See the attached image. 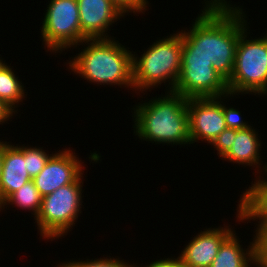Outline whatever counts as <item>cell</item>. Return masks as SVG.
<instances>
[{
	"label": "cell",
	"instance_id": "7a4b0ae2",
	"mask_svg": "<svg viewBox=\"0 0 267 267\" xmlns=\"http://www.w3.org/2000/svg\"><path fill=\"white\" fill-rule=\"evenodd\" d=\"M136 105L134 134L155 144H191L187 98L174 91ZM164 96V97H163Z\"/></svg>",
	"mask_w": 267,
	"mask_h": 267
},
{
	"label": "cell",
	"instance_id": "484cf974",
	"mask_svg": "<svg viewBox=\"0 0 267 267\" xmlns=\"http://www.w3.org/2000/svg\"><path fill=\"white\" fill-rule=\"evenodd\" d=\"M14 114L15 113L0 100V124L3 125V123L13 118Z\"/></svg>",
	"mask_w": 267,
	"mask_h": 267
},
{
	"label": "cell",
	"instance_id": "277c9868",
	"mask_svg": "<svg viewBox=\"0 0 267 267\" xmlns=\"http://www.w3.org/2000/svg\"><path fill=\"white\" fill-rule=\"evenodd\" d=\"M170 35L156 40L142 56L132 54L133 91H147L163 82H169L166 90H174L181 72L183 38L180 32Z\"/></svg>",
	"mask_w": 267,
	"mask_h": 267
},
{
	"label": "cell",
	"instance_id": "4316f807",
	"mask_svg": "<svg viewBox=\"0 0 267 267\" xmlns=\"http://www.w3.org/2000/svg\"><path fill=\"white\" fill-rule=\"evenodd\" d=\"M3 154H4V141L0 140V175H1Z\"/></svg>",
	"mask_w": 267,
	"mask_h": 267
},
{
	"label": "cell",
	"instance_id": "30bf717a",
	"mask_svg": "<svg viewBox=\"0 0 267 267\" xmlns=\"http://www.w3.org/2000/svg\"><path fill=\"white\" fill-rule=\"evenodd\" d=\"M59 151L50 157L43 170L32 179L42 197L73 183L84 172V162L70 148Z\"/></svg>",
	"mask_w": 267,
	"mask_h": 267
},
{
	"label": "cell",
	"instance_id": "2e32d148",
	"mask_svg": "<svg viewBox=\"0 0 267 267\" xmlns=\"http://www.w3.org/2000/svg\"><path fill=\"white\" fill-rule=\"evenodd\" d=\"M257 133V134H256ZM258 132L250 126L242 130H235V140L232 141L231 149L221 158V160L238 163L248 167H261V140ZM260 149V150H259ZM250 165V166H249Z\"/></svg>",
	"mask_w": 267,
	"mask_h": 267
},
{
	"label": "cell",
	"instance_id": "e0dca14e",
	"mask_svg": "<svg viewBox=\"0 0 267 267\" xmlns=\"http://www.w3.org/2000/svg\"><path fill=\"white\" fill-rule=\"evenodd\" d=\"M7 63L0 70V100L15 114V108L26 98L25 87ZM26 93V95H25ZM25 97V98H24Z\"/></svg>",
	"mask_w": 267,
	"mask_h": 267
},
{
	"label": "cell",
	"instance_id": "6da1fadb",
	"mask_svg": "<svg viewBox=\"0 0 267 267\" xmlns=\"http://www.w3.org/2000/svg\"><path fill=\"white\" fill-rule=\"evenodd\" d=\"M227 0H207L192 29L181 30L182 58H202L228 81L233 74L240 35L247 29L243 8Z\"/></svg>",
	"mask_w": 267,
	"mask_h": 267
},
{
	"label": "cell",
	"instance_id": "4fadbf2b",
	"mask_svg": "<svg viewBox=\"0 0 267 267\" xmlns=\"http://www.w3.org/2000/svg\"><path fill=\"white\" fill-rule=\"evenodd\" d=\"M30 180L24 160V146L11 145L5 141L0 175V205Z\"/></svg>",
	"mask_w": 267,
	"mask_h": 267
},
{
	"label": "cell",
	"instance_id": "ba28073f",
	"mask_svg": "<svg viewBox=\"0 0 267 267\" xmlns=\"http://www.w3.org/2000/svg\"><path fill=\"white\" fill-rule=\"evenodd\" d=\"M174 92L188 98L224 97L230 94L227 81L202 58H182L181 72Z\"/></svg>",
	"mask_w": 267,
	"mask_h": 267
},
{
	"label": "cell",
	"instance_id": "83f0119b",
	"mask_svg": "<svg viewBox=\"0 0 267 267\" xmlns=\"http://www.w3.org/2000/svg\"><path fill=\"white\" fill-rule=\"evenodd\" d=\"M5 64H6L5 61H3V59H0V70Z\"/></svg>",
	"mask_w": 267,
	"mask_h": 267
},
{
	"label": "cell",
	"instance_id": "9c48e42d",
	"mask_svg": "<svg viewBox=\"0 0 267 267\" xmlns=\"http://www.w3.org/2000/svg\"><path fill=\"white\" fill-rule=\"evenodd\" d=\"M234 97L231 94L221 97L188 98L189 134L191 144L206 141L211 144L227 128L222 101Z\"/></svg>",
	"mask_w": 267,
	"mask_h": 267
},
{
	"label": "cell",
	"instance_id": "7c38bea8",
	"mask_svg": "<svg viewBox=\"0 0 267 267\" xmlns=\"http://www.w3.org/2000/svg\"><path fill=\"white\" fill-rule=\"evenodd\" d=\"M204 230L194 236L179 254L187 267H210L220 245L234 231L229 226Z\"/></svg>",
	"mask_w": 267,
	"mask_h": 267
},
{
	"label": "cell",
	"instance_id": "603a6c76",
	"mask_svg": "<svg viewBox=\"0 0 267 267\" xmlns=\"http://www.w3.org/2000/svg\"><path fill=\"white\" fill-rule=\"evenodd\" d=\"M225 105L226 104H224V102L222 101L224 119L227 128L242 130L250 127V125H248V122L246 123L245 121H243L244 119H242V115L239 110L234 109V107H226Z\"/></svg>",
	"mask_w": 267,
	"mask_h": 267
},
{
	"label": "cell",
	"instance_id": "52a82bcc",
	"mask_svg": "<svg viewBox=\"0 0 267 267\" xmlns=\"http://www.w3.org/2000/svg\"><path fill=\"white\" fill-rule=\"evenodd\" d=\"M47 6L40 29L47 52L61 53L86 40L81 34L77 0H50Z\"/></svg>",
	"mask_w": 267,
	"mask_h": 267
},
{
	"label": "cell",
	"instance_id": "d6986e66",
	"mask_svg": "<svg viewBox=\"0 0 267 267\" xmlns=\"http://www.w3.org/2000/svg\"><path fill=\"white\" fill-rule=\"evenodd\" d=\"M43 147L24 146V160L26 161V171L31 179L36 177L45 167L47 161L54 154H47Z\"/></svg>",
	"mask_w": 267,
	"mask_h": 267
},
{
	"label": "cell",
	"instance_id": "7402d4cb",
	"mask_svg": "<svg viewBox=\"0 0 267 267\" xmlns=\"http://www.w3.org/2000/svg\"><path fill=\"white\" fill-rule=\"evenodd\" d=\"M235 140V129L226 128L210 144L217 150L219 157H223L232 147V141Z\"/></svg>",
	"mask_w": 267,
	"mask_h": 267
},
{
	"label": "cell",
	"instance_id": "44dd1931",
	"mask_svg": "<svg viewBox=\"0 0 267 267\" xmlns=\"http://www.w3.org/2000/svg\"><path fill=\"white\" fill-rule=\"evenodd\" d=\"M257 266L267 267V223H256Z\"/></svg>",
	"mask_w": 267,
	"mask_h": 267
},
{
	"label": "cell",
	"instance_id": "ac0fdd59",
	"mask_svg": "<svg viewBox=\"0 0 267 267\" xmlns=\"http://www.w3.org/2000/svg\"><path fill=\"white\" fill-rule=\"evenodd\" d=\"M42 202V196L38 189L35 187L32 180L26 182L17 191L13 192L1 205L0 209L3 210L6 205H15L22 208V210H30L31 214L36 218Z\"/></svg>",
	"mask_w": 267,
	"mask_h": 267
},
{
	"label": "cell",
	"instance_id": "5b68a950",
	"mask_svg": "<svg viewBox=\"0 0 267 267\" xmlns=\"http://www.w3.org/2000/svg\"><path fill=\"white\" fill-rule=\"evenodd\" d=\"M246 29L239 37L233 74L227 81L231 95H267V33L264 37L247 38ZM267 32V31H266ZM238 93V94H237Z\"/></svg>",
	"mask_w": 267,
	"mask_h": 267
},
{
	"label": "cell",
	"instance_id": "9a60e30c",
	"mask_svg": "<svg viewBox=\"0 0 267 267\" xmlns=\"http://www.w3.org/2000/svg\"><path fill=\"white\" fill-rule=\"evenodd\" d=\"M235 230L222 242L217 256L210 267H252L257 266L256 235L245 250L240 245Z\"/></svg>",
	"mask_w": 267,
	"mask_h": 267
},
{
	"label": "cell",
	"instance_id": "8992f818",
	"mask_svg": "<svg viewBox=\"0 0 267 267\" xmlns=\"http://www.w3.org/2000/svg\"><path fill=\"white\" fill-rule=\"evenodd\" d=\"M82 177L83 173L73 183L42 197L40 210L34 219L41 238L52 241L64 237L75 226L83 203Z\"/></svg>",
	"mask_w": 267,
	"mask_h": 267
},
{
	"label": "cell",
	"instance_id": "ffe728a7",
	"mask_svg": "<svg viewBox=\"0 0 267 267\" xmlns=\"http://www.w3.org/2000/svg\"><path fill=\"white\" fill-rule=\"evenodd\" d=\"M56 267H135L134 263L133 265H129V263L124 262L123 260H119L118 258H95L94 260H85V261H73L70 260L69 262H63L61 264H58Z\"/></svg>",
	"mask_w": 267,
	"mask_h": 267
},
{
	"label": "cell",
	"instance_id": "5bb4252c",
	"mask_svg": "<svg viewBox=\"0 0 267 267\" xmlns=\"http://www.w3.org/2000/svg\"><path fill=\"white\" fill-rule=\"evenodd\" d=\"M263 168V171L261 168H255L254 170H257L255 173L265 172L263 174L267 177V162ZM263 174V177L259 175L252 186L241 194L236 216L239 222H250L252 219V221L257 219L258 223H267V178Z\"/></svg>",
	"mask_w": 267,
	"mask_h": 267
},
{
	"label": "cell",
	"instance_id": "8fae6325",
	"mask_svg": "<svg viewBox=\"0 0 267 267\" xmlns=\"http://www.w3.org/2000/svg\"><path fill=\"white\" fill-rule=\"evenodd\" d=\"M85 39H109V27L125 15L110 0H77ZM118 19V20H117Z\"/></svg>",
	"mask_w": 267,
	"mask_h": 267
},
{
	"label": "cell",
	"instance_id": "3957f363",
	"mask_svg": "<svg viewBox=\"0 0 267 267\" xmlns=\"http://www.w3.org/2000/svg\"><path fill=\"white\" fill-rule=\"evenodd\" d=\"M83 51L70 60L69 69L97 85L133 88L132 51L114 38L86 39Z\"/></svg>",
	"mask_w": 267,
	"mask_h": 267
},
{
	"label": "cell",
	"instance_id": "d4e9b609",
	"mask_svg": "<svg viewBox=\"0 0 267 267\" xmlns=\"http://www.w3.org/2000/svg\"><path fill=\"white\" fill-rule=\"evenodd\" d=\"M135 267H139L138 265ZM142 267V266H141ZM145 267H187L183 260L178 256L177 258H163L159 260L152 261L149 265H146Z\"/></svg>",
	"mask_w": 267,
	"mask_h": 267
},
{
	"label": "cell",
	"instance_id": "cb8c5ba5",
	"mask_svg": "<svg viewBox=\"0 0 267 267\" xmlns=\"http://www.w3.org/2000/svg\"><path fill=\"white\" fill-rule=\"evenodd\" d=\"M123 14L144 13L148 6L147 0H110ZM144 11V12H143Z\"/></svg>",
	"mask_w": 267,
	"mask_h": 267
}]
</instances>
